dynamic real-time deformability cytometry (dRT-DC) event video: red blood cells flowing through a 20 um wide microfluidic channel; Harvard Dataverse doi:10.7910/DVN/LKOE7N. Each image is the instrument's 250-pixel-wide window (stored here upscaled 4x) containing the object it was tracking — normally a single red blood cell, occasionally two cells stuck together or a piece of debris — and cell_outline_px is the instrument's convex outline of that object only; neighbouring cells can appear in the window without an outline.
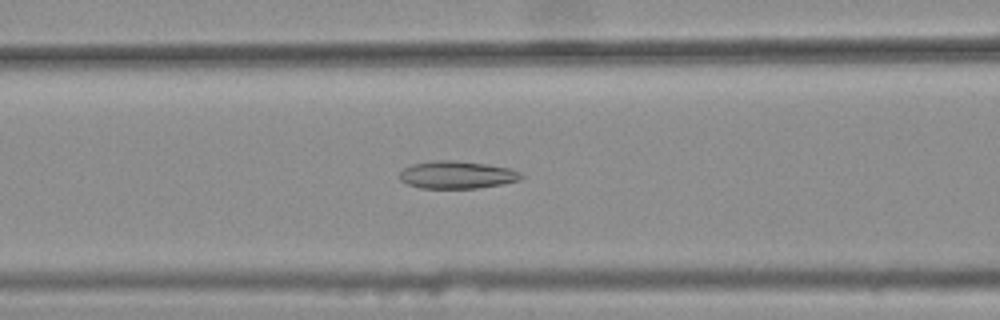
{"species": "common noctule bat (a hibernating species)", "species_latin": "Nyctalus noctula", "temperature_condition": "warm", "stored_images_in_passage": 30, "camera_frame_rate_fps": 3000, "um_per_image_px": 0.085, "animal": {"sex": "female", "body_mass_g": 25.1}, "frame": {"image": 1, "passage_image": 6, "time_ms": 1.667, "image_size_px": [1000, 320], "cell_outline_px": [[524, 176], [520, 180], [504, 184], [476, 188], [420, 188], [408, 184], [400, 180], [400, 172], [404, 168], [412, 164], [436, 160], [456, 160], [484, 164], [508, 168], [520, 172]], "centroid_in_image_um": [38.84, 14.86], "position_along_channel_um": 127.8, "area_um2": 19.48}}
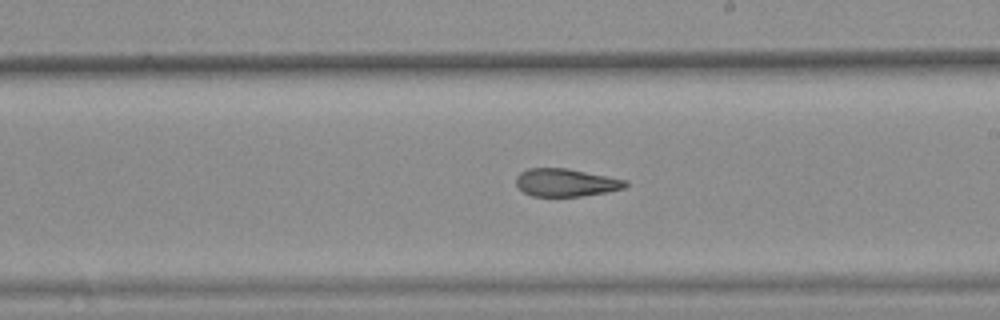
{"frame": {"image": 2, "passage_image": 15, "time_ms": 4.667, "image_size_px": [1000, 320], "cell_outline_px": [[628, 184], [624, 188], [608, 192], [580, 196], [532, 196], [524, 192], [516, 184], [516, 176], [520, 172], [528, 168], [568, 168], [628, 180]], "centroid_in_image_um": [48.11, 15.51], "position_along_channel_um": 240.9, "area_um2": 17.8}}
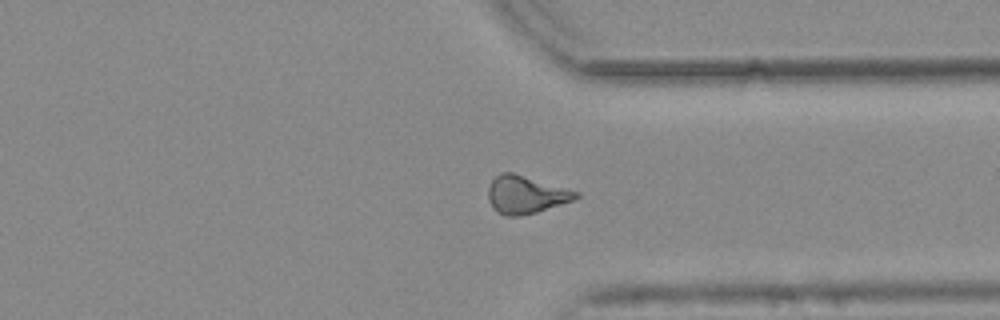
{"frame": {"image": 3, "passage_image": 25, "time_ms": 8.0, "image_size_px": [1000, 320], "cell_outline_px": [[580, 196], [572, 200], [536, 212], [520, 216], [508, 216], [496, 212], [492, 208], [488, 200], [488, 188], [492, 180], [500, 172], [512, 172], [580, 192]], "centroid_in_image_um": [44.65, 16.54], "position_along_channel_um": 366.7, "area_um2": 19.19}, "authors_computed_cell_mechanics": {"area_um2": 18.6694, "velocity_mm_per_s": 3.7875, "shape_relaxation_time_tau1_ms": null, "shape_relaxation_time_tau2_ms": 3.5574, "deformation_change_tau1": null, "deformation_change_tau2": 0.1268}}